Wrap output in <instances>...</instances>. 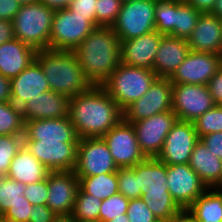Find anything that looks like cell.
<instances>
[{"mask_svg": "<svg viewBox=\"0 0 222 222\" xmlns=\"http://www.w3.org/2000/svg\"><path fill=\"white\" fill-rule=\"evenodd\" d=\"M97 27L89 16L73 14L68 8L55 10L49 49L73 51Z\"/></svg>", "mask_w": 222, "mask_h": 222, "instance_id": "obj_7", "label": "cell"}, {"mask_svg": "<svg viewBox=\"0 0 222 222\" xmlns=\"http://www.w3.org/2000/svg\"><path fill=\"white\" fill-rule=\"evenodd\" d=\"M14 38L13 22L0 19V45Z\"/></svg>", "mask_w": 222, "mask_h": 222, "instance_id": "obj_48", "label": "cell"}, {"mask_svg": "<svg viewBox=\"0 0 222 222\" xmlns=\"http://www.w3.org/2000/svg\"><path fill=\"white\" fill-rule=\"evenodd\" d=\"M199 140L193 122L177 120L165 138L156 157L166 165L189 164L192 151Z\"/></svg>", "mask_w": 222, "mask_h": 222, "instance_id": "obj_15", "label": "cell"}, {"mask_svg": "<svg viewBox=\"0 0 222 222\" xmlns=\"http://www.w3.org/2000/svg\"><path fill=\"white\" fill-rule=\"evenodd\" d=\"M222 55L190 51L170 78L172 84L207 85L218 72Z\"/></svg>", "mask_w": 222, "mask_h": 222, "instance_id": "obj_17", "label": "cell"}, {"mask_svg": "<svg viewBox=\"0 0 222 222\" xmlns=\"http://www.w3.org/2000/svg\"><path fill=\"white\" fill-rule=\"evenodd\" d=\"M56 214L45 204L32 206L29 222H52Z\"/></svg>", "mask_w": 222, "mask_h": 222, "instance_id": "obj_45", "label": "cell"}, {"mask_svg": "<svg viewBox=\"0 0 222 222\" xmlns=\"http://www.w3.org/2000/svg\"><path fill=\"white\" fill-rule=\"evenodd\" d=\"M185 211L196 222H222V188H208Z\"/></svg>", "mask_w": 222, "mask_h": 222, "instance_id": "obj_28", "label": "cell"}, {"mask_svg": "<svg viewBox=\"0 0 222 222\" xmlns=\"http://www.w3.org/2000/svg\"><path fill=\"white\" fill-rule=\"evenodd\" d=\"M215 105L207 85L173 84L172 111L178 120L194 122Z\"/></svg>", "mask_w": 222, "mask_h": 222, "instance_id": "obj_10", "label": "cell"}, {"mask_svg": "<svg viewBox=\"0 0 222 222\" xmlns=\"http://www.w3.org/2000/svg\"><path fill=\"white\" fill-rule=\"evenodd\" d=\"M79 190L74 171H50L46 205L56 214H71Z\"/></svg>", "mask_w": 222, "mask_h": 222, "instance_id": "obj_18", "label": "cell"}, {"mask_svg": "<svg viewBox=\"0 0 222 222\" xmlns=\"http://www.w3.org/2000/svg\"><path fill=\"white\" fill-rule=\"evenodd\" d=\"M121 41L111 27L95 28L73 50L87 77L101 85L121 63Z\"/></svg>", "mask_w": 222, "mask_h": 222, "instance_id": "obj_2", "label": "cell"}, {"mask_svg": "<svg viewBox=\"0 0 222 222\" xmlns=\"http://www.w3.org/2000/svg\"><path fill=\"white\" fill-rule=\"evenodd\" d=\"M52 222H77L72 214L56 215Z\"/></svg>", "mask_w": 222, "mask_h": 222, "instance_id": "obj_53", "label": "cell"}, {"mask_svg": "<svg viewBox=\"0 0 222 222\" xmlns=\"http://www.w3.org/2000/svg\"><path fill=\"white\" fill-rule=\"evenodd\" d=\"M69 98L52 90L41 93L21 107L25 121L68 117Z\"/></svg>", "mask_w": 222, "mask_h": 222, "instance_id": "obj_24", "label": "cell"}, {"mask_svg": "<svg viewBox=\"0 0 222 222\" xmlns=\"http://www.w3.org/2000/svg\"><path fill=\"white\" fill-rule=\"evenodd\" d=\"M155 222H167V221H164V220H157Z\"/></svg>", "mask_w": 222, "mask_h": 222, "instance_id": "obj_59", "label": "cell"}, {"mask_svg": "<svg viewBox=\"0 0 222 222\" xmlns=\"http://www.w3.org/2000/svg\"><path fill=\"white\" fill-rule=\"evenodd\" d=\"M79 188L103 201L119 192L117 172L82 177L79 179Z\"/></svg>", "mask_w": 222, "mask_h": 222, "instance_id": "obj_29", "label": "cell"}, {"mask_svg": "<svg viewBox=\"0 0 222 222\" xmlns=\"http://www.w3.org/2000/svg\"><path fill=\"white\" fill-rule=\"evenodd\" d=\"M169 222H196L187 211H183L178 216L172 218Z\"/></svg>", "mask_w": 222, "mask_h": 222, "instance_id": "obj_52", "label": "cell"}, {"mask_svg": "<svg viewBox=\"0 0 222 222\" xmlns=\"http://www.w3.org/2000/svg\"><path fill=\"white\" fill-rule=\"evenodd\" d=\"M190 51L187 39L164 35L155 55L153 71L158 78H171Z\"/></svg>", "mask_w": 222, "mask_h": 222, "instance_id": "obj_23", "label": "cell"}, {"mask_svg": "<svg viewBox=\"0 0 222 222\" xmlns=\"http://www.w3.org/2000/svg\"><path fill=\"white\" fill-rule=\"evenodd\" d=\"M68 116L79 138L102 137L123 119V110L101 86L69 98Z\"/></svg>", "mask_w": 222, "mask_h": 222, "instance_id": "obj_1", "label": "cell"}, {"mask_svg": "<svg viewBox=\"0 0 222 222\" xmlns=\"http://www.w3.org/2000/svg\"><path fill=\"white\" fill-rule=\"evenodd\" d=\"M108 222H129V219L127 217V214H123V217L113 218Z\"/></svg>", "mask_w": 222, "mask_h": 222, "instance_id": "obj_55", "label": "cell"}, {"mask_svg": "<svg viewBox=\"0 0 222 222\" xmlns=\"http://www.w3.org/2000/svg\"><path fill=\"white\" fill-rule=\"evenodd\" d=\"M211 14L222 20V0H216L215 6L211 12Z\"/></svg>", "mask_w": 222, "mask_h": 222, "instance_id": "obj_54", "label": "cell"}, {"mask_svg": "<svg viewBox=\"0 0 222 222\" xmlns=\"http://www.w3.org/2000/svg\"><path fill=\"white\" fill-rule=\"evenodd\" d=\"M97 0H71L68 9L80 16H89L96 23L95 4Z\"/></svg>", "mask_w": 222, "mask_h": 222, "instance_id": "obj_43", "label": "cell"}, {"mask_svg": "<svg viewBox=\"0 0 222 222\" xmlns=\"http://www.w3.org/2000/svg\"><path fill=\"white\" fill-rule=\"evenodd\" d=\"M0 102H11V79L0 74Z\"/></svg>", "mask_w": 222, "mask_h": 222, "instance_id": "obj_50", "label": "cell"}, {"mask_svg": "<svg viewBox=\"0 0 222 222\" xmlns=\"http://www.w3.org/2000/svg\"><path fill=\"white\" fill-rule=\"evenodd\" d=\"M155 29L162 35L174 37V0H157Z\"/></svg>", "mask_w": 222, "mask_h": 222, "instance_id": "obj_35", "label": "cell"}, {"mask_svg": "<svg viewBox=\"0 0 222 222\" xmlns=\"http://www.w3.org/2000/svg\"><path fill=\"white\" fill-rule=\"evenodd\" d=\"M49 90L50 87L41 66L34 60L11 79V102L21 108L29 100Z\"/></svg>", "mask_w": 222, "mask_h": 222, "instance_id": "obj_22", "label": "cell"}, {"mask_svg": "<svg viewBox=\"0 0 222 222\" xmlns=\"http://www.w3.org/2000/svg\"><path fill=\"white\" fill-rule=\"evenodd\" d=\"M157 0H133L122 3L111 28L120 41L130 40L155 31Z\"/></svg>", "mask_w": 222, "mask_h": 222, "instance_id": "obj_8", "label": "cell"}, {"mask_svg": "<svg viewBox=\"0 0 222 222\" xmlns=\"http://www.w3.org/2000/svg\"><path fill=\"white\" fill-rule=\"evenodd\" d=\"M101 203L100 199L79 188L71 214L77 222H99Z\"/></svg>", "mask_w": 222, "mask_h": 222, "instance_id": "obj_32", "label": "cell"}, {"mask_svg": "<svg viewBox=\"0 0 222 222\" xmlns=\"http://www.w3.org/2000/svg\"><path fill=\"white\" fill-rule=\"evenodd\" d=\"M209 151L222 160V132H214L200 138Z\"/></svg>", "mask_w": 222, "mask_h": 222, "instance_id": "obj_44", "label": "cell"}, {"mask_svg": "<svg viewBox=\"0 0 222 222\" xmlns=\"http://www.w3.org/2000/svg\"><path fill=\"white\" fill-rule=\"evenodd\" d=\"M122 2H126V1H133V0H121Z\"/></svg>", "mask_w": 222, "mask_h": 222, "instance_id": "obj_60", "label": "cell"}, {"mask_svg": "<svg viewBox=\"0 0 222 222\" xmlns=\"http://www.w3.org/2000/svg\"><path fill=\"white\" fill-rule=\"evenodd\" d=\"M187 4L194 7L196 10L201 13H211L216 0H184Z\"/></svg>", "mask_w": 222, "mask_h": 222, "instance_id": "obj_49", "label": "cell"}, {"mask_svg": "<svg viewBox=\"0 0 222 222\" xmlns=\"http://www.w3.org/2000/svg\"><path fill=\"white\" fill-rule=\"evenodd\" d=\"M0 222H7L2 215H0Z\"/></svg>", "mask_w": 222, "mask_h": 222, "instance_id": "obj_58", "label": "cell"}, {"mask_svg": "<svg viewBox=\"0 0 222 222\" xmlns=\"http://www.w3.org/2000/svg\"><path fill=\"white\" fill-rule=\"evenodd\" d=\"M128 204L129 199L119 192L104 199L100 207L99 222H108L113 218L123 217V214L127 212Z\"/></svg>", "mask_w": 222, "mask_h": 222, "instance_id": "obj_38", "label": "cell"}, {"mask_svg": "<svg viewBox=\"0 0 222 222\" xmlns=\"http://www.w3.org/2000/svg\"><path fill=\"white\" fill-rule=\"evenodd\" d=\"M37 50L13 38L0 45V74L12 79L26 69L36 57Z\"/></svg>", "mask_w": 222, "mask_h": 222, "instance_id": "obj_25", "label": "cell"}, {"mask_svg": "<svg viewBox=\"0 0 222 222\" xmlns=\"http://www.w3.org/2000/svg\"><path fill=\"white\" fill-rule=\"evenodd\" d=\"M102 138L117 167H134L146 158L139 148L132 123L124 119L112 127Z\"/></svg>", "mask_w": 222, "mask_h": 222, "instance_id": "obj_12", "label": "cell"}, {"mask_svg": "<svg viewBox=\"0 0 222 222\" xmlns=\"http://www.w3.org/2000/svg\"><path fill=\"white\" fill-rule=\"evenodd\" d=\"M122 3L121 0H97L94 5L96 25L98 27H111L120 12Z\"/></svg>", "mask_w": 222, "mask_h": 222, "instance_id": "obj_39", "label": "cell"}, {"mask_svg": "<svg viewBox=\"0 0 222 222\" xmlns=\"http://www.w3.org/2000/svg\"><path fill=\"white\" fill-rule=\"evenodd\" d=\"M26 185L8 177H1L0 181V215L18 201H26L23 195Z\"/></svg>", "mask_w": 222, "mask_h": 222, "instance_id": "obj_33", "label": "cell"}, {"mask_svg": "<svg viewBox=\"0 0 222 222\" xmlns=\"http://www.w3.org/2000/svg\"><path fill=\"white\" fill-rule=\"evenodd\" d=\"M117 170L118 167L102 137L78 139L77 163L74 169L78 179Z\"/></svg>", "mask_w": 222, "mask_h": 222, "instance_id": "obj_9", "label": "cell"}, {"mask_svg": "<svg viewBox=\"0 0 222 222\" xmlns=\"http://www.w3.org/2000/svg\"><path fill=\"white\" fill-rule=\"evenodd\" d=\"M20 5H28V4H35L40 2V0H17Z\"/></svg>", "mask_w": 222, "mask_h": 222, "instance_id": "obj_56", "label": "cell"}, {"mask_svg": "<svg viewBox=\"0 0 222 222\" xmlns=\"http://www.w3.org/2000/svg\"><path fill=\"white\" fill-rule=\"evenodd\" d=\"M177 120L176 114L171 110L132 123L139 148L145 157L158 156L167 134Z\"/></svg>", "mask_w": 222, "mask_h": 222, "instance_id": "obj_13", "label": "cell"}, {"mask_svg": "<svg viewBox=\"0 0 222 222\" xmlns=\"http://www.w3.org/2000/svg\"><path fill=\"white\" fill-rule=\"evenodd\" d=\"M21 108L12 102H0V136L24 135Z\"/></svg>", "mask_w": 222, "mask_h": 222, "instance_id": "obj_31", "label": "cell"}, {"mask_svg": "<svg viewBox=\"0 0 222 222\" xmlns=\"http://www.w3.org/2000/svg\"><path fill=\"white\" fill-rule=\"evenodd\" d=\"M163 36L155 30L137 38L121 41V62L153 70L155 55Z\"/></svg>", "mask_w": 222, "mask_h": 222, "instance_id": "obj_20", "label": "cell"}, {"mask_svg": "<svg viewBox=\"0 0 222 222\" xmlns=\"http://www.w3.org/2000/svg\"><path fill=\"white\" fill-rule=\"evenodd\" d=\"M189 166L207 188H222V160L214 156L200 139L192 151Z\"/></svg>", "mask_w": 222, "mask_h": 222, "instance_id": "obj_26", "label": "cell"}, {"mask_svg": "<svg viewBox=\"0 0 222 222\" xmlns=\"http://www.w3.org/2000/svg\"><path fill=\"white\" fill-rule=\"evenodd\" d=\"M157 78L153 70L129 66L121 62L101 86L124 110L132 102L140 99Z\"/></svg>", "mask_w": 222, "mask_h": 222, "instance_id": "obj_5", "label": "cell"}, {"mask_svg": "<svg viewBox=\"0 0 222 222\" xmlns=\"http://www.w3.org/2000/svg\"><path fill=\"white\" fill-rule=\"evenodd\" d=\"M70 1L71 0H40L41 3L54 10L67 8Z\"/></svg>", "mask_w": 222, "mask_h": 222, "instance_id": "obj_51", "label": "cell"}, {"mask_svg": "<svg viewBox=\"0 0 222 222\" xmlns=\"http://www.w3.org/2000/svg\"><path fill=\"white\" fill-rule=\"evenodd\" d=\"M216 105L222 102V76L217 72L207 84Z\"/></svg>", "mask_w": 222, "mask_h": 222, "instance_id": "obj_47", "label": "cell"}, {"mask_svg": "<svg viewBox=\"0 0 222 222\" xmlns=\"http://www.w3.org/2000/svg\"><path fill=\"white\" fill-rule=\"evenodd\" d=\"M200 15V11L184 0H174V37L188 39Z\"/></svg>", "mask_w": 222, "mask_h": 222, "instance_id": "obj_30", "label": "cell"}, {"mask_svg": "<svg viewBox=\"0 0 222 222\" xmlns=\"http://www.w3.org/2000/svg\"><path fill=\"white\" fill-rule=\"evenodd\" d=\"M117 178L119 193L129 200L141 198L142 192L138 183V164L134 167H118Z\"/></svg>", "mask_w": 222, "mask_h": 222, "instance_id": "obj_34", "label": "cell"}, {"mask_svg": "<svg viewBox=\"0 0 222 222\" xmlns=\"http://www.w3.org/2000/svg\"><path fill=\"white\" fill-rule=\"evenodd\" d=\"M20 8L17 0H0V19L12 21Z\"/></svg>", "mask_w": 222, "mask_h": 222, "instance_id": "obj_46", "label": "cell"}, {"mask_svg": "<svg viewBox=\"0 0 222 222\" xmlns=\"http://www.w3.org/2000/svg\"><path fill=\"white\" fill-rule=\"evenodd\" d=\"M168 191L186 210L208 188L189 164L167 165Z\"/></svg>", "mask_w": 222, "mask_h": 222, "instance_id": "obj_16", "label": "cell"}, {"mask_svg": "<svg viewBox=\"0 0 222 222\" xmlns=\"http://www.w3.org/2000/svg\"><path fill=\"white\" fill-rule=\"evenodd\" d=\"M24 147L49 171H74L78 143L61 140L23 141Z\"/></svg>", "mask_w": 222, "mask_h": 222, "instance_id": "obj_14", "label": "cell"}, {"mask_svg": "<svg viewBox=\"0 0 222 222\" xmlns=\"http://www.w3.org/2000/svg\"><path fill=\"white\" fill-rule=\"evenodd\" d=\"M49 172L23 145L13 158L6 177L28 185L47 179Z\"/></svg>", "mask_w": 222, "mask_h": 222, "instance_id": "obj_27", "label": "cell"}, {"mask_svg": "<svg viewBox=\"0 0 222 222\" xmlns=\"http://www.w3.org/2000/svg\"><path fill=\"white\" fill-rule=\"evenodd\" d=\"M23 146V135L0 136V176L6 177L10 164Z\"/></svg>", "mask_w": 222, "mask_h": 222, "instance_id": "obj_36", "label": "cell"}, {"mask_svg": "<svg viewBox=\"0 0 222 222\" xmlns=\"http://www.w3.org/2000/svg\"><path fill=\"white\" fill-rule=\"evenodd\" d=\"M172 87L170 78H157L140 99L123 110V119L134 123L158 113L171 111Z\"/></svg>", "mask_w": 222, "mask_h": 222, "instance_id": "obj_11", "label": "cell"}, {"mask_svg": "<svg viewBox=\"0 0 222 222\" xmlns=\"http://www.w3.org/2000/svg\"><path fill=\"white\" fill-rule=\"evenodd\" d=\"M79 137L69 116L25 121L23 141L61 140L78 143Z\"/></svg>", "mask_w": 222, "mask_h": 222, "instance_id": "obj_19", "label": "cell"}, {"mask_svg": "<svg viewBox=\"0 0 222 222\" xmlns=\"http://www.w3.org/2000/svg\"><path fill=\"white\" fill-rule=\"evenodd\" d=\"M187 41L191 51L222 55V20L211 13H201Z\"/></svg>", "mask_w": 222, "mask_h": 222, "instance_id": "obj_21", "label": "cell"}, {"mask_svg": "<svg viewBox=\"0 0 222 222\" xmlns=\"http://www.w3.org/2000/svg\"><path fill=\"white\" fill-rule=\"evenodd\" d=\"M32 204L26 201H18L2 215L7 222H29L32 214Z\"/></svg>", "mask_w": 222, "mask_h": 222, "instance_id": "obj_42", "label": "cell"}, {"mask_svg": "<svg viewBox=\"0 0 222 222\" xmlns=\"http://www.w3.org/2000/svg\"><path fill=\"white\" fill-rule=\"evenodd\" d=\"M23 195L33 206L45 205L48 196V176L45 180L26 185Z\"/></svg>", "mask_w": 222, "mask_h": 222, "instance_id": "obj_41", "label": "cell"}, {"mask_svg": "<svg viewBox=\"0 0 222 222\" xmlns=\"http://www.w3.org/2000/svg\"><path fill=\"white\" fill-rule=\"evenodd\" d=\"M35 61L41 66L50 90L56 93L72 98L94 86L73 51L37 50Z\"/></svg>", "mask_w": 222, "mask_h": 222, "instance_id": "obj_3", "label": "cell"}, {"mask_svg": "<svg viewBox=\"0 0 222 222\" xmlns=\"http://www.w3.org/2000/svg\"><path fill=\"white\" fill-rule=\"evenodd\" d=\"M218 73L222 76V60L219 64Z\"/></svg>", "mask_w": 222, "mask_h": 222, "instance_id": "obj_57", "label": "cell"}, {"mask_svg": "<svg viewBox=\"0 0 222 222\" xmlns=\"http://www.w3.org/2000/svg\"><path fill=\"white\" fill-rule=\"evenodd\" d=\"M55 10L38 2L21 5L12 20L14 38L36 50L49 49V39Z\"/></svg>", "mask_w": 222, "mask_h": 222, "instance_id": "obj_6", "label": "cell"}, {"mask_svg": "<svg viewBox=\"0 0 222 222\" xmlns=\"http://www.w3.org/2000/svg\"><path fill=\"white\" fill-rule=\"evenodd\" d=\"M193 124L199 139L210 133L222 132V107L215 105L197 118Z\"/></svg>", "mask_w": 222, "mask_h": 222, "instance_id": "obj_37", "label": "cell"}, {"mask_svg": "<svg viewBox=\"0 0 222 222\" xmlns=\"http://www.w3.org/2000/svg\"><path fill=\"white\" fill-rule=\"evenodd\" d=\"M138 183L141 198L158 220L169 222L184 211L168 191L167 165L156 157L138 163Z\"/></svg>", "mask_w": 222, "mask_h": 222, "instance_id": "obj_4", "label": "cell"}, {"mask_svg": "<svg viewBox=\"0 0 222 222\" xmlns=\"http://www.w3.org/2000/svg\"><path fill=\"white\" fill-rule=\"evenodd\" d=\"M126 214L129 222H155L158 220L142 198L129 200Z\"/></svg>", "mask_w": 222, "mask_h": 222, "instance_id": "obj_40", "label": "cell"}]
</instances>
